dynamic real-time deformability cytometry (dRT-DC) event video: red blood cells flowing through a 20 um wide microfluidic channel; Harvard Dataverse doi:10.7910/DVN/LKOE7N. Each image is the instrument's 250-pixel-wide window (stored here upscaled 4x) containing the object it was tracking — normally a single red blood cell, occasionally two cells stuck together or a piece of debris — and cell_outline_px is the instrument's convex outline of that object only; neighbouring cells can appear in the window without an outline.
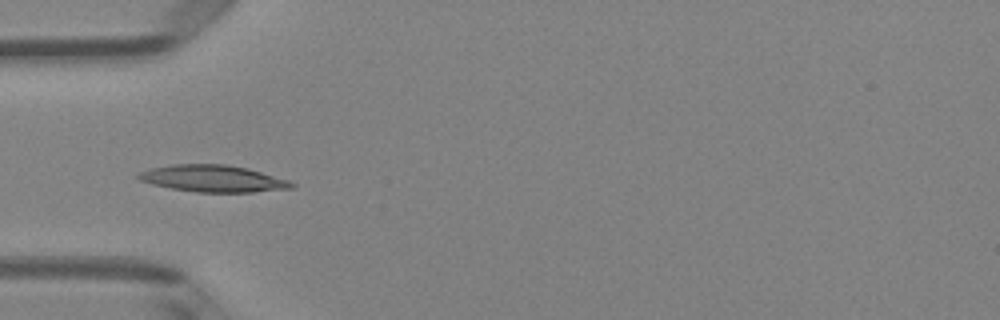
{"species": "Egyptian fruit bat (a non-hibernating species)", "species_latin": "Rousettus aegyptiacus", "temperature_condition": "room temperature", "stored_images_in_passage": 35, "camera_frame_rate_fps": 3000, "um_per_image_px": 0.085, "animal": {"sex": "female"}, "frame": {"image": 1, "passage_image": 1, "time_ms": 0.0, "image_size_px": [1000, 320], "cell_outline_px": [[296, 184], [292, 188], [252, 192], [196, 192], [172, 188], [152, 184], [140, 180], [136, 176], [140, 172], [152, 168], [172, 164], [228, 164], [248, 168], [288, 180]], "centroid_in_image_um": [18.11, 15.17], "position_along_channel_um": 66.9, "area_um2": 23.81}}
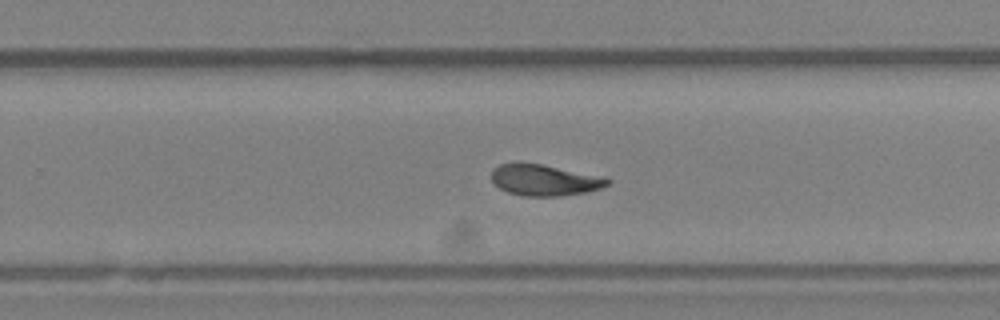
{"frame": {"image": 2, "passage_image": 17, "time_ms": 5.333, "image_size_px": [1000, 320], "cell_outline_px": [[612, 180], [608, 184], [600, 188], [584, 192], [560, 196], [524, 196], [508, 192], [500, 188], [492, 180], [492, 172], [500, 164], [540, 164], [604, 176]], "centroid_in_image_um": [46.33, 15.32], "position_along_channel_um": 283.5, "area_um2": 20.63}}
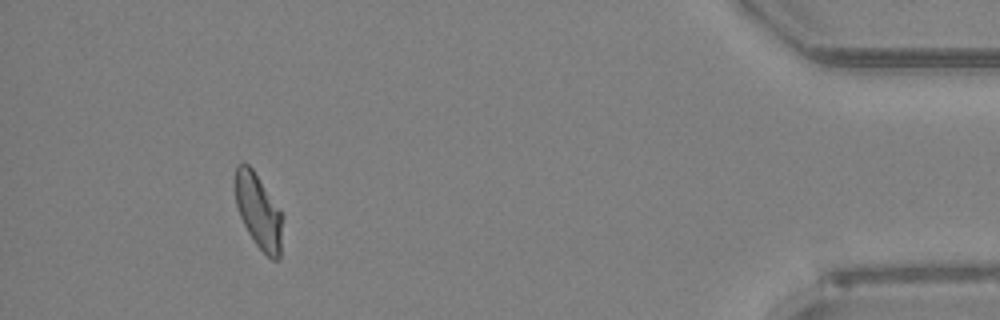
{"frame": {"image": 3, "passage_image": 31, "time_ms": 10.0, "image_size_px": [1000, 320], "cell_outline_px": [[284, 216], [280, 260], [272, 260], [256, 244], [248, 232], [240, 216], [236, 204], [236, 164], [248, 164], [252, 168], [280, 208]], "centroid_in_image_um": [22.03, 18.0], "position_along_channel_um": 413.2, "area_um2": 20.63}}